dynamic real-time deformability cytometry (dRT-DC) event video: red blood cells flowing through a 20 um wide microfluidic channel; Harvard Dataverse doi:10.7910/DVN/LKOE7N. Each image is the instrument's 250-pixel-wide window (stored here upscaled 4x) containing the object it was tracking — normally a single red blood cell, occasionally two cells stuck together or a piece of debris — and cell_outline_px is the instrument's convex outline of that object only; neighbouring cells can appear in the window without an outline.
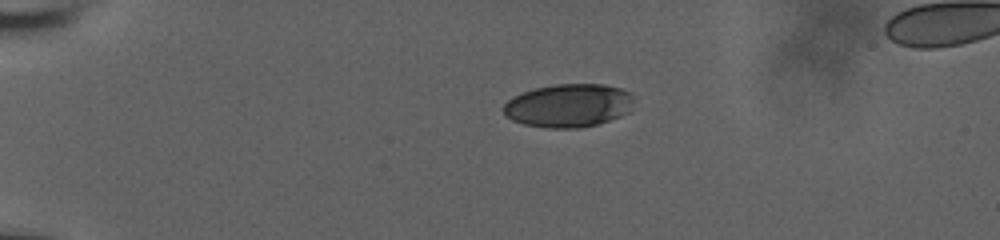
{"species": "human", "species_latin": "Homo sapiens", "temperature_condition": "room temperature", "stored_images_in_passage": 44, "camera_frame_rate_fps": 3000, "um_per_image_px": 0.085, "donor": {"sex": "male"}, "frame": {"image": 1, "passage_image": 1, "time_ms": 0.0, "image_size_px": [1000, 240], "cell_outline_px": [[632, 100], [628, 112], [620, 116], [596, 124], [580, 128], [548, 128], [524, 124], [512, 120], [504, 116], [504, 104], [512, 96], [536, 88], [556, 84], [604, 84], [620, 88], [632, 92]], "centroid_in_image_um": [48.31, 8.97], "position_along_channel_um": 36.7, "area_um2": 32.83}}
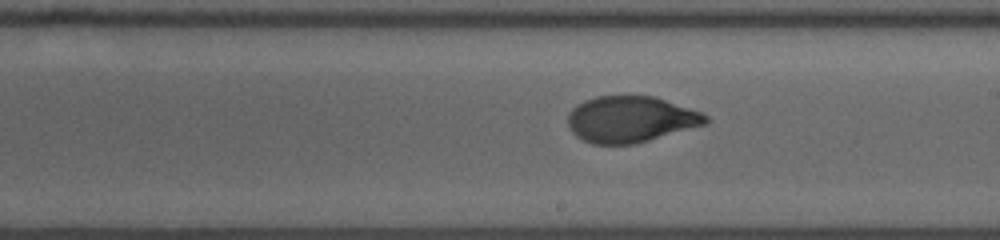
{"frame": {"image": 2, "passage_image": 22, "time_ms": 7.0, "image_size_px": [1000, 240], "cell_outline_px": [[712, 120], [708, 124], [648, 140], [632, 144], [592, 144], [576, 136], [568, 128], [568, 112], [576, 104], [584, 100], [596, 96], [652, 96], [704, 112]], "centroid_in_image_um": [53.62, 10.13], "position_along_channel_um": 235.4, "area_um2": 37.34}}
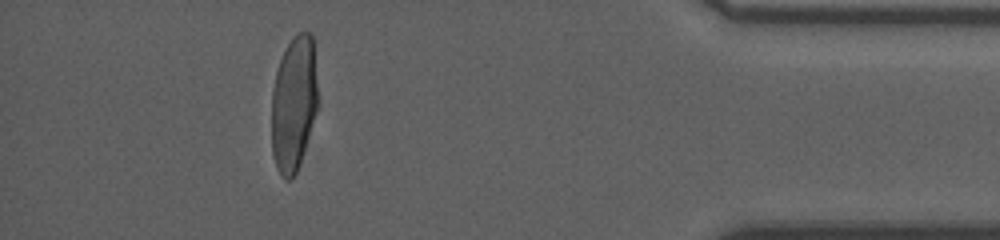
{"frame": {"image": 3, "passage_image": 39, "time_ms": 12.667, "image_size_px": [1000, 240], "cell_outline_px": [[320, 104], [296, 172], [292, 180], [284, 180], [280, 176], [276, 168], [272, 152], [272, 92], [276, 72], [280, 60], [292, 36], [296, 32], [312, 32]], "centroid_in_image_um": [25.0, 8.79], "position_along_channel_um": 410.2, "area_um2": 37.11}, "authors_computed_cell_mechanics": {"area_um2": 37.4833, "velocity_mm_per_s": 3.8316, "shape_relaxation_time_tau1_ms": 5.0084, "shape_relaxation_time_tau2_ms": 0.9096, "deformation_change_tau1": 0.2091, "deformation_change_tau2": 0.0551}}